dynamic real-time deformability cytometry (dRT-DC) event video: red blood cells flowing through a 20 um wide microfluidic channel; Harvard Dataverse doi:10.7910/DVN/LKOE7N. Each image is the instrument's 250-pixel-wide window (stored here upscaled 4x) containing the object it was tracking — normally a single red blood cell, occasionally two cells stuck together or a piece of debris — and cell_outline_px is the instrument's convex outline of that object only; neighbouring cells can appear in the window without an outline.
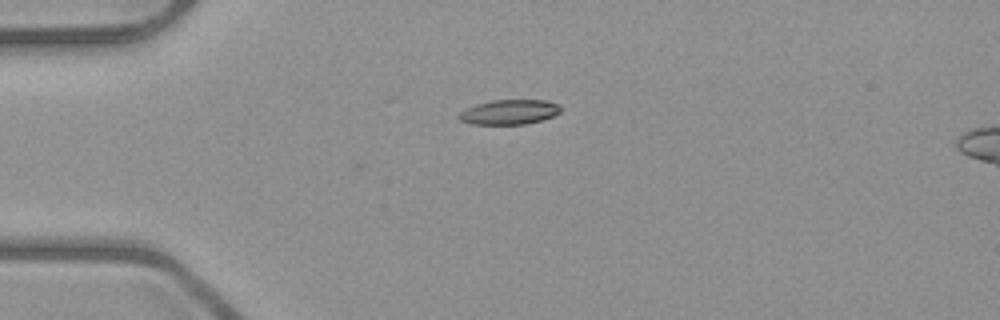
{"species": "common noctule bat (a hibernating species)", "species_latin": "Nyctalus noctula", "temperature_condition": "room temperature", "stored_images_in_passage": 1, "camera_frame_rate_fps": 3000, "um_per_image_px": 0.085, "animal": {"sex": "male", "body_mass_g": 23.1, "forearm_length_mm": 52.7}, "frame": {"image": 1, "passage_image": 1, "time_ms": 0.0, "image_size_px": [1000, 320], "cell_outline_px": [[560, 112], [552, 116], [540, 120], [524, 124], [472, 124], [460, 120], [456, 116], [464, 108], [476, 104], [492, 100], [544, 100], [556, 104], [560, 108]], "centroid_in_image_um": [43.21, 9.52], "position_along_channel_um": 41.8, "area_um2": 14.57}}